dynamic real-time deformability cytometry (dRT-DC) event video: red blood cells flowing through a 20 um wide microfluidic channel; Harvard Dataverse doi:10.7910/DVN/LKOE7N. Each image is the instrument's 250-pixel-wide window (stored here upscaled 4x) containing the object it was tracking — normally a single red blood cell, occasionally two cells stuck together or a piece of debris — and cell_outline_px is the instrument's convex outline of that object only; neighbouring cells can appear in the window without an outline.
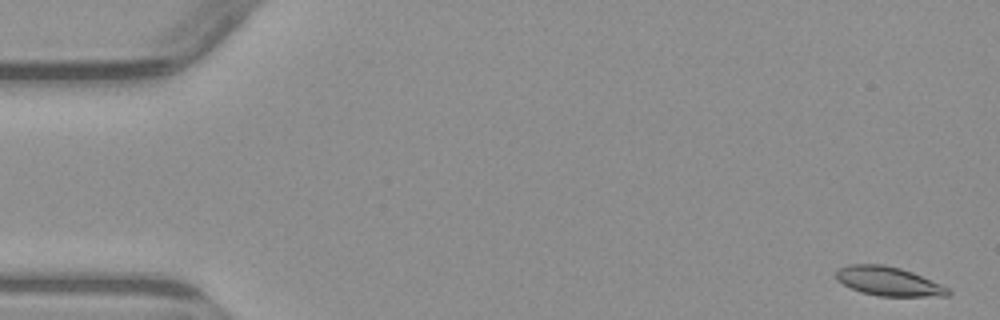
{"species": "common noctule bat (a hibernating species)", "species_latin": "Nyctalus noctula", "temperature_condition": "warm", "stored_images_in_passage": 3, "camera_frame_rate_fps": 3000, "um_per_image_px": 0.085, "animal": {"sex": "male", "body_mass_g": 23.1, "forearm_length_mm": 52.7}, "frame": {"image": 1, "passage_image": 1, "time_ms": 0.0, "image_size_px": [1000, 320], "cell_outline_px": [[952, 292], [948, 296], [880, 296], [860, 292], [836, 280], [836, 272], [840, 268], [848, 264], [884, 264], [900, 268], [912, 272], [940, 284], [948, 288]], "centroid_in_image_um": [75.52, 23.91], "position_along_channel_um": 9.5, "area_um2": 18.84}}